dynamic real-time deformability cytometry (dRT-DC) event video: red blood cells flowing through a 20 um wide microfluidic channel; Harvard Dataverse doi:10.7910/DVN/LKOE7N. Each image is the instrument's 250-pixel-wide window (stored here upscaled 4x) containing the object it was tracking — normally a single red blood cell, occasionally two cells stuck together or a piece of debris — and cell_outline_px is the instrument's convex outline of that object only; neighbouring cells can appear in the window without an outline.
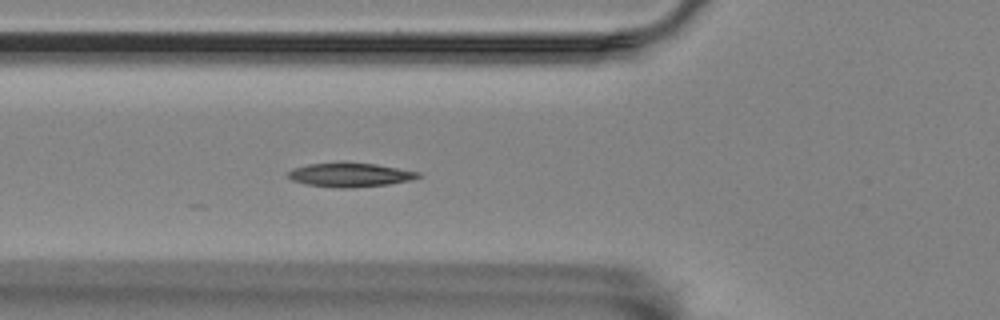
{"species": "Egyptian fruit bat (a non-hibernating species)", "species_latin": "Rousettus aegyptiacus", "temperature_condition": "room temperature", "stored_images_in_passage": 6, "camera_frame_rate_fps": 3000, "um_per_image_px": 0.085, "animal": {"sex": "female"}, "frame": {"image": 1, "passage_image": 6, "time_ms": 5.667, "image_size_px": [1000, 320], "cell_outline_px": [[420, 176], [408, 180], [388, 184], [352, 188], [340, 188], [304, 184], [292, 180], [288, 176], [288, 172], [292, 168], [308, 164], [340, 160], [376, 164], [420, 172]], "centroid_in_image_um": [29.69, 14.83], "position_along_channel_um": 96.1, "area_um2": 18.61}}